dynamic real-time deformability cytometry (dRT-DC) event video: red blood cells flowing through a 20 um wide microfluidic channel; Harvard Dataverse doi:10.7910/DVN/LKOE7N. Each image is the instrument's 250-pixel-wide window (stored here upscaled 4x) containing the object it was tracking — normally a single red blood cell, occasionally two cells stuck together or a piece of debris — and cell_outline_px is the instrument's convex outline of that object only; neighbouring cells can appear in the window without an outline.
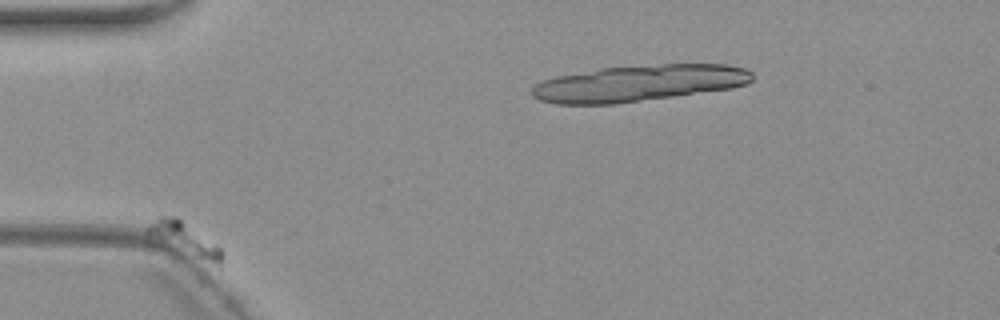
{"species": "common noctule bat (a hibernating species)", "species_latin": "Nyctalus noctula", "temperature_condition": "warm", "stored_images_in_passage": 7, "camera_frame_rate_fps": 3000, "um_per_image_px": 0.085, "animal": {"sex": "female", "body_mass_g": 19.3, "forearm_length_mm": 54.1}, "frame": {"image": 1, "passage_image": 3, "time_ms": 2.667, "image_size_px": [1000, 320], "cell_outline_px": [[224, 256], [220, 264], [168, 248], [144, 236], [144, 228], [148, 224], [160, 216], [176, 216], [216, 244], [224, 252]], "centroid_in_image_um": [15.53, 20.28], "position_along_channel_um": 69.5, "area_um2": 14.28}}